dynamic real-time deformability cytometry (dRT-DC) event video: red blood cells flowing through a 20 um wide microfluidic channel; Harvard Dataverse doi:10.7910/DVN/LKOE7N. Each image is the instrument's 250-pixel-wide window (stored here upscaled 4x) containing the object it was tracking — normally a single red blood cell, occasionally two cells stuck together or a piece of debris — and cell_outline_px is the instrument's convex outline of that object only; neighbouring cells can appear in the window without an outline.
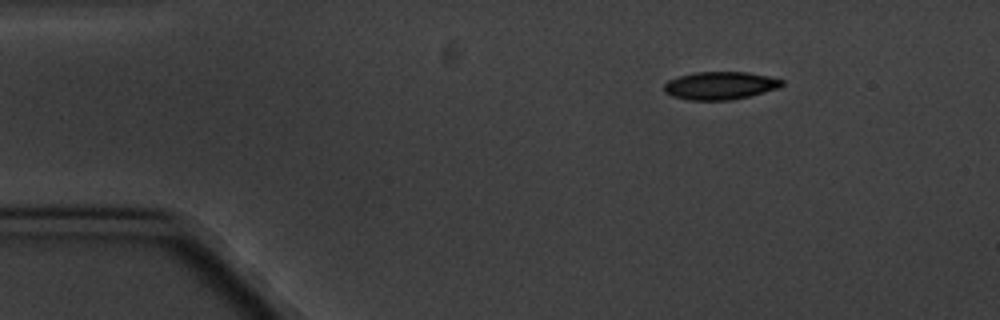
{"species": "common noctule bat (a hibernating species)", "species_latin": "Nyctalus noctula", "temperature_condition": "cold", "stored_images_in_passage": 4, "camera_frame_rate_fps": 3000, "um_per_image_px": 0.085, "animal": {"sex": "male", "body_mass_g": 20.1, "forearm_length_mm": 53.5}, "frame": {"image": 1, "passage_image": 1, "time_ms": 0.0, "image_size_px": [1000, 320], "cell_outline_px": [[784, 84], [776, 88], [764, 92], [748, 96], [728, 100], [688, 100], [672, 96], [664, 92], [664, 84], [668, 80], [680, 76], [696, 72], [748, 72], [768, 76], [784, 80]], "centroid_in_image_um": [61.19, 7.27], "position_along_channel_um": 23.8, "area_um2": 19.02}}